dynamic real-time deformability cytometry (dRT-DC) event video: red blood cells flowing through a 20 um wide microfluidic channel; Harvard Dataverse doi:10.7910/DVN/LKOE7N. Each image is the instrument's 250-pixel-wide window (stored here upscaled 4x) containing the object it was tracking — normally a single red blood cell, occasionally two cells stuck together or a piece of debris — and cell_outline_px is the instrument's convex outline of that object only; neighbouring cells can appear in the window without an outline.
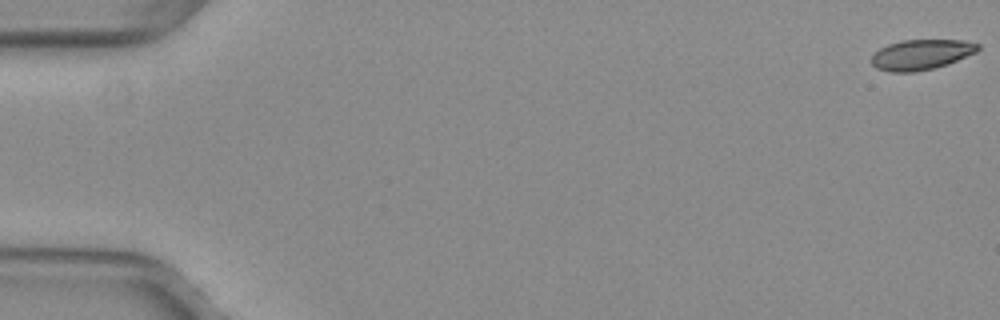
{"species": "common noctule bat (a hibernating species)", "species_latin": "Nyctalus noctula", "temperature_condition": "warm", "stored_images_in_passage": 10, "camera_frame_rate_fps": 3000, "um_per_image_px": 0.085, "animal": {"sex": "female", "body_mass_g": 29.2, "forearm_length_mm": 56.3}, "frame": {"image": 1, "passage_image": 1, "time_ms": 0.0, "image_size_px": [1000, 320], "cell_outline_px": [[980, 48], [976, 52], [948, 64], [932, 68], [912, 72], [888, 72], [876, 68], [872, 64], [872, 56], [880, 48], [888, 44], [900, 40], [964, 40], [980, 44]], "centroid_in_image_um": [78.3, 4.63], "position_along_channel_um": 6.7, "area_um2": 18.73}}